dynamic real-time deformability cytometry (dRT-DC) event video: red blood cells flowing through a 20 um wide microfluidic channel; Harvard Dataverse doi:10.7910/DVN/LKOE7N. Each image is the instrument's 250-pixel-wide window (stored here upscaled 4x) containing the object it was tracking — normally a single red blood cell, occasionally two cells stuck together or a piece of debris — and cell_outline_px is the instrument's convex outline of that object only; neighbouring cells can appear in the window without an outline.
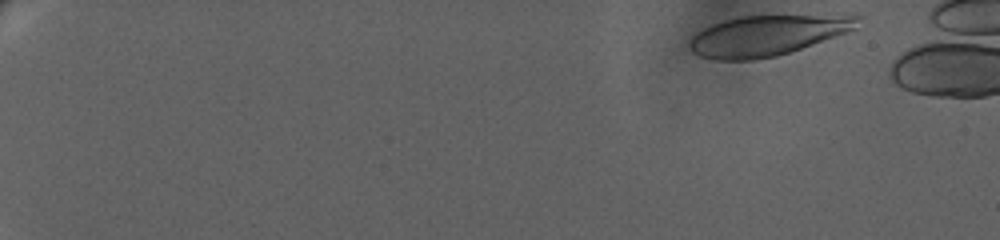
{"species": "human", "species_latin": "Homo sapiens", "temperature_condition": "warm", "stored_images_in_passage": 19, "camera_frame_rate_fps": 3000, "um_per_image_px": 0.085, "donor": {"sex": "female"}, "frame": {"image": 1, "passage_image": 1, "time_ms": 0.0, "image_size_px": [1000, 240], "cell_outline_px": [[864, 16], [856, 28], [848, 32], [776, 56], [756, 60], [716, 60], [700, 56], [692, 52], [688, 48], [688, 40], [696, 32], [712, 24], [724, 20], [744, 16], [848, 12], [856, 12]], "centroid_in_image_um": [65.35, 2.95], "position_along_channel_um": 19.7, "area_um2": 41.04}}
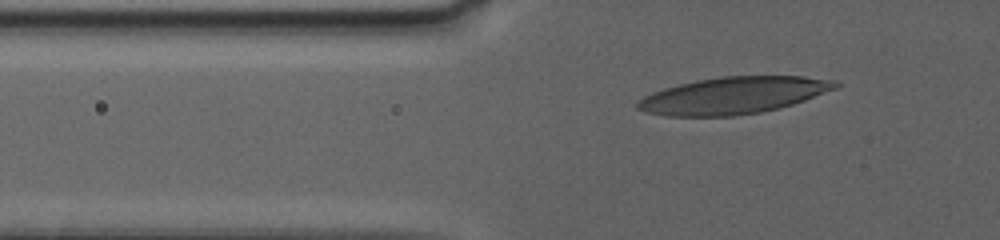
{"frame": {"image": 2, "passage_image": 14, "time_ms": 6.667, "image_size_px": [1000, 240], "cell_outline_px": [[840, 84], [836, 88], [804, 100], [780, 108], [760, 112], [732, 116], [664, 116], [644, 112], [636, 108], [636, 100], [652, 92], [664, 88], [696, 80], [720, 76], [804, 76], [836, 80]], "centroid_in_image_um": [62.29, 8.11], "position_along_channel_um": 63.5, "area_um2": 42.66}}
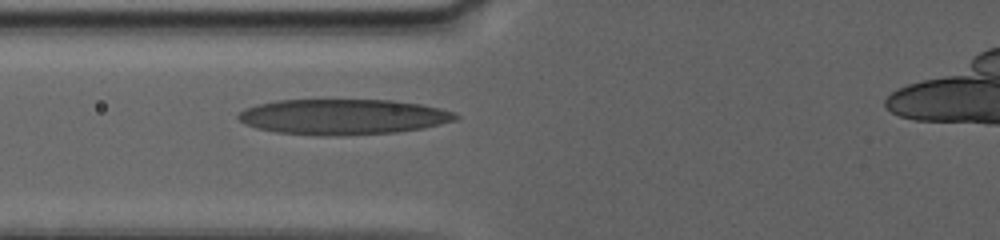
{"frame": {"image": 3, "passage_image": 19, "time_ms": 8.333, "image_size_px": [1000, 240], "cell_outline_px": [[460, 116], [456, 120], [424, 128], [396, 132], [340, 136], [316, 136], [276, 132], [256, 128], [244, 124], [236, 116], [244, 108], [256, 104], [276, 100], [392, 100], [420, 104], [440, 108], [456, 112]], "centroid_in_image_um": [29.14, 9.93], "position_along_channel_um": 96.7, "area_um2": 45.37}}